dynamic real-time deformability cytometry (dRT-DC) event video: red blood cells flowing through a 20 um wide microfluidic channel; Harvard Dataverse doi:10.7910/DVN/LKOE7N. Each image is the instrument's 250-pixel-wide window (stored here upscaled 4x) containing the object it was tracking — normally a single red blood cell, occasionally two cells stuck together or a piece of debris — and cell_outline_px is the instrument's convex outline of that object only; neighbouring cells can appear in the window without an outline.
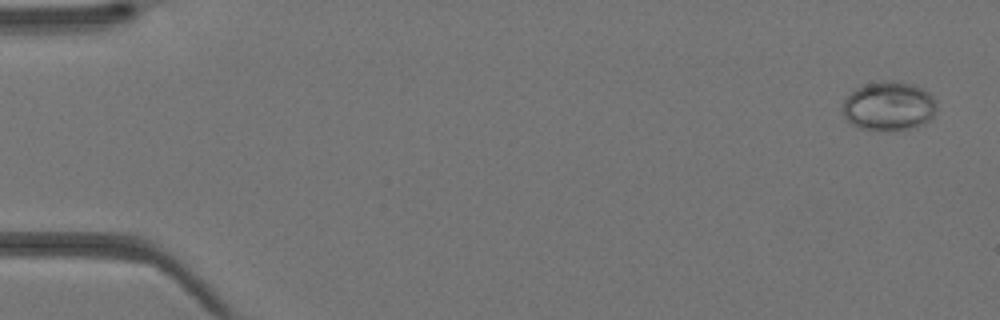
{"species": "Egyptian fruit bat (a non-hibernating species)", "species_latin": "Rousettus aegyptiacus", "temperature_condition": "warm", "stored_images_in_passage": 41, "camera_frame_rate_fps": 3000, "um_per_image_px": 0.085, "animal": {"sex": "female"}, "frame": {"image": 1, "passage_image": 1, "time_ms": 0.0, "image_size_px": [1000, 320], "cell_outline_px": [[936, 108], [932, 116], [924, 124], [908, 128], [856, 128], [844, 116], [844, 100], [856, 88], [868, 84], [912, 84], [928, 92], [936, 100]], "centroid_in_image_um": [75.56, 9.04], "position_along_channel_um": 9.4, "area_um2": 25.37}}
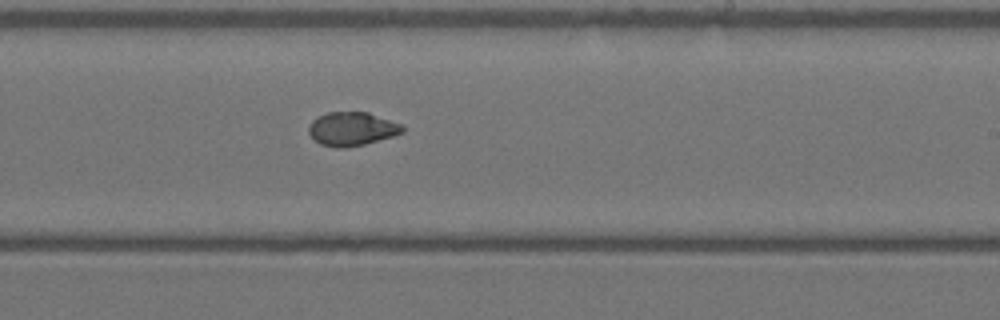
{"frame": {"image": 2, "passage_image": 25, "time_ms": 8.0, "image_size_px": [1000, 320], "cell_outline_px": [[404, 132], [392, 136], [364, 144], [344, 148], [336, 148], [320, 144], [312, 140], [308, 132], [308, 128], [312, 120], [328, 112], [368, 112], [404, 124]], "centroid_in_image_um": [29.91, 10.96], "position_along_channel_um": 259.1, "area_um2": 18.55}}
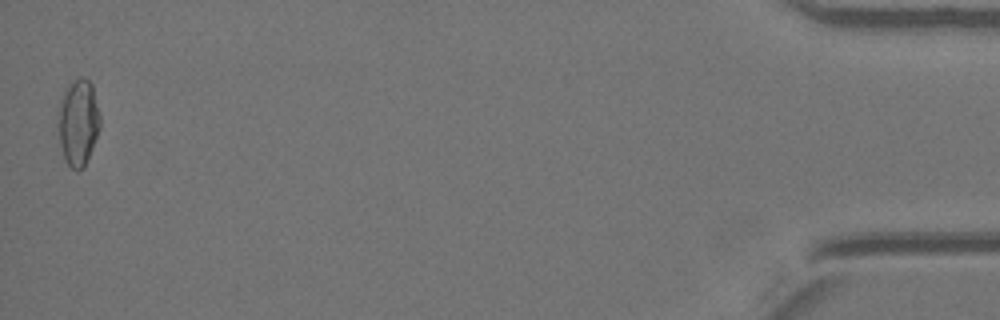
{"frame": {"image": 3, "passage_image": 41, "time_ms": 13.333, "image_size_px": [1000, 320], "cell_outline_px": [[100, 128], [84, 168], [76, 172], [64, 160], [60, 144], [56, 124], [60, 100], [64, 88], [76, 76], [84, 76], [92, 84], [100, 116]], "centroid_in_image_um": [6.62, 10.38], "position_along_channel_um": 428.6, "area_um2": 21.73}}